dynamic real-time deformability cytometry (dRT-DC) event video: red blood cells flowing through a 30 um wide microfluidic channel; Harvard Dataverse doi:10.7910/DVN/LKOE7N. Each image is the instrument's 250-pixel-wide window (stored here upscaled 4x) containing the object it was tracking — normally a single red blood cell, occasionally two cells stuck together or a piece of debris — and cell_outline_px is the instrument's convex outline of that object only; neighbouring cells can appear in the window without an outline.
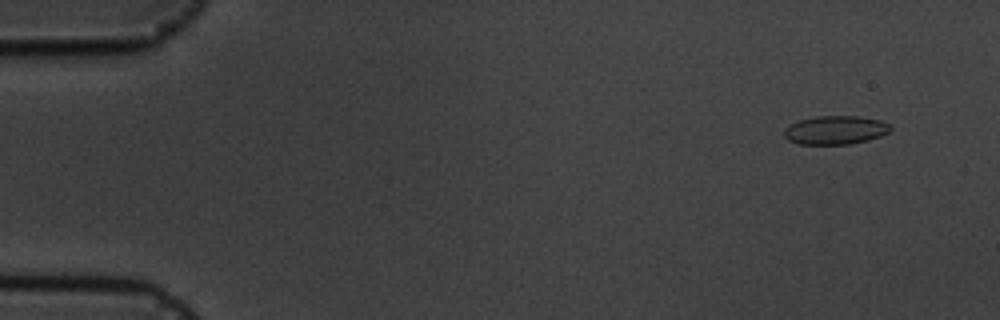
{"species": "common noctule bat (a hibernating species)", "species_latin": "Nyctalus noctula", "temperature_condition": "cold", "stored_images_in_passage": 5, "camera_frame_rate_fps": 3000, "um_per_image_px": 0.085, "animal": {"sex": "male", "body_mass_g": 19.5, "forearm_length_mm": 54.6}, "frame": {"image": 1, "passage_image": 2, "time_ms": 1.0, "image_size_px": [1000, 320], "cell_outline_px": [[892, 128], [888, 132], [880, 136], [868, 140], [848, 144], [800, 144], [788, 140], [784, 136], [784, 128], [800, 120], [816, 116], [856, 116], [880, 120], [888, 124]], "centroid_in_image_um": [71.0, 11.06], "position_along_channel_um": 14.0, "area_um2": 17.57}}
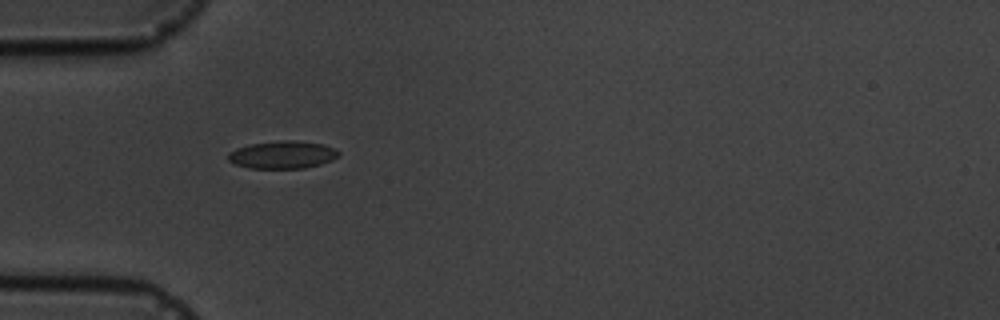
{"frame": {"image": 2, "passage_image": 5, "time_ms": 5.333, "image_size_px": [1000, 320], "cell_outline_px": [[340, 156], [332, 160], [320, 164], [304, 168], [248, 168], [236, 164], [228, 160], [228, 152], [236, 148], [252, 144], [280, 140], [296, 140], [324, 144], [336, 148], [340, 152]], "centroid_in_image_um": [24.05, 13.14], "position_along_channel_um": 60.9, "area_um2": 17.92}}